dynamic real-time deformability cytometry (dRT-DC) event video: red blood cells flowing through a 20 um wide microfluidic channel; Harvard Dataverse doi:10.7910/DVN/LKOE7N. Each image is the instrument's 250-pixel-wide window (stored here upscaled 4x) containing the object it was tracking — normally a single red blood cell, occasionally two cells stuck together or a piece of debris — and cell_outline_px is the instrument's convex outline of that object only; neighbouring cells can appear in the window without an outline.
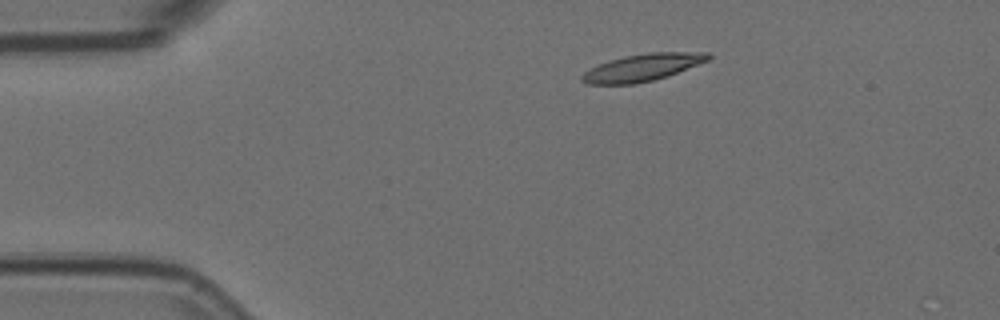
{"species": "Egyptian fruit bat (a non-hibernating species)", "species_latin": "Rousettus aegyptiacus", "temperature_condition": "room temperature", "stored_images_in_passage": 3, "camera_frame_rate_fps": 3000, "um_per_image_px": 0.085, "animal": {"sex": "female"}, "frame": {"image": 1, "passage_image": 1, "time_ms": 0.0, "image_size_px": [1000, 320], "cell_outline_px": [[712, 56], [708, 60], [668, 76], [636, 84], [588, 84], [580, 80], [580, 76], [584, 72], [608, 60], [624, 56], [648, 52], [708, 52]], "centroid_in_image_um": [54.6, 5.73], "position_along_channel_um": 30.4, "area_um2": 19.94}}
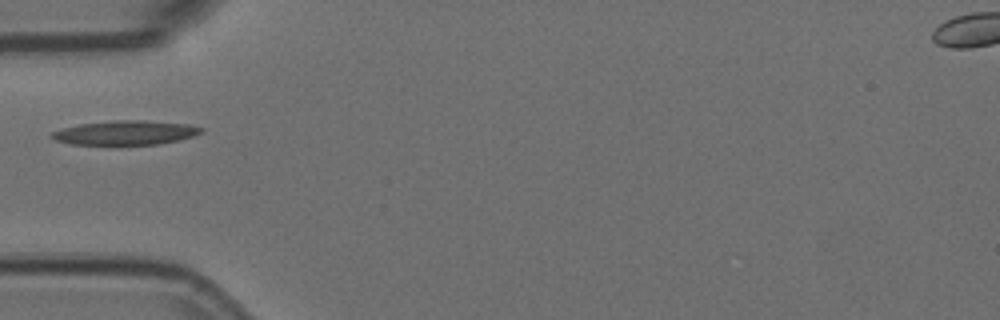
{"frame": {"image": 2, "passage_image": 3, "time_ms": 0.667, "image_size_px": [1000, 320], "cell_outline_px": [[204, 132], [180, 140], [156, 144], [68, 144], [56, 140], [48, 136], [52, 132], [64, 128], [80, 124], [112, 120], [140, 120], [188, 124], [204, 128]], "centroid_in_image_um": [10.67, 11.27], "position_along_channel_um": 74.3, "area_um2": 20.98}}